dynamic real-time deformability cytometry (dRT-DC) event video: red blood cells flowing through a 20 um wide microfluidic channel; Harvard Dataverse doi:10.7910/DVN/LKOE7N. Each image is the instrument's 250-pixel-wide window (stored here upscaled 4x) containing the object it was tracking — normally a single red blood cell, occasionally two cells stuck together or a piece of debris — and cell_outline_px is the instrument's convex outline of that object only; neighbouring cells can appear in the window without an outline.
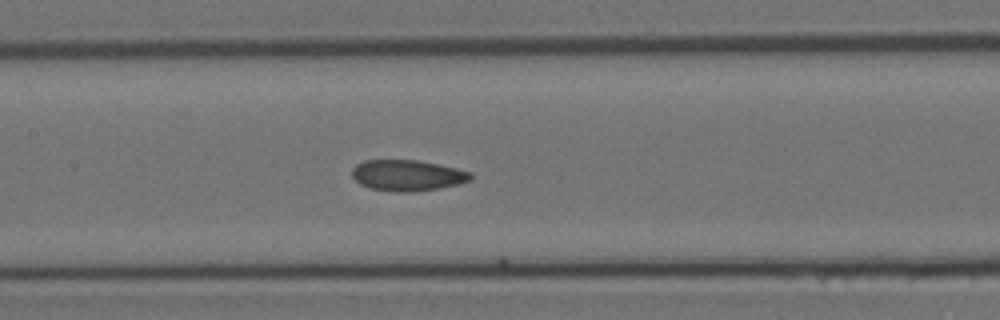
{"species": "Egyptian fruit bat (a non-hibernating species)", "species_latin": "Rousettus aegyptiacus", "temperature_condition": "room temperature", "stored_images_in_passage": 11, "camera_frame_rate_fps": 3000, "um_per_image_px": 0.085, "animal": {"sex": "female"}, "frame": {"image": 1, "passage_image": 10, "time_ms": 3.0, "image_size_px": [1000, 320], "cell_outline_px": [[472, 180], [456, 184], [436, 188], [412, 192], [396, 192], [368, 188], [360, 184], [352, 176], [352, 168], [356, 164], [364, 160], [416, 160], [456, 168], [472, 172]], "centroid_in_image_um": [34.59, 14.9], "position_along_channel_um": 172.8, "area_um2": 21.33}}